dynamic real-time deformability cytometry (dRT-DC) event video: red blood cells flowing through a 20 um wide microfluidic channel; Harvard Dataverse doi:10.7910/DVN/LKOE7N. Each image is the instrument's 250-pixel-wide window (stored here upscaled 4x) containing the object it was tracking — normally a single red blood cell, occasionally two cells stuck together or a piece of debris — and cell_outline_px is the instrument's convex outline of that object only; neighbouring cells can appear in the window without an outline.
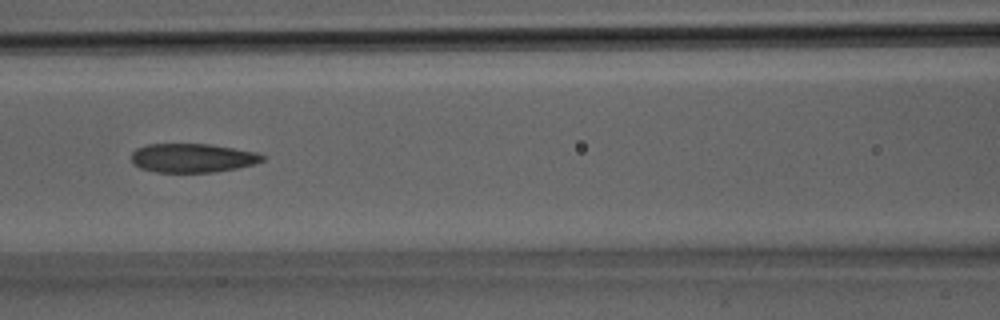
{"species": "Egyptian fruit bat (a non-hibernating species)", "species_latin": "Rousettus aegyptiacus", "temperature_condition": "room temperature", "stored_images_in_passage": 19, "camera_frame_rate_fps": 3000, "um_per_image_px": 0.085, "animal": {"sex": "male"}, "frame": {"image": 1, "passage_image": 14, "time_ms": 4.333, "image_size_px": [1000, 320], "cell_outline_px": [[264, 160], [252, 164], [236, 168], [212, 172], [156, 172], [140, 168], [132, 164], [132, 152], [136, 148], [148, 144], [208, 144], [256, 152], [264, 156]], "centroid_in_image_um": [16.31, 13.42], "position_along_channel_um": 150.3, "area_um2": 21.91}}